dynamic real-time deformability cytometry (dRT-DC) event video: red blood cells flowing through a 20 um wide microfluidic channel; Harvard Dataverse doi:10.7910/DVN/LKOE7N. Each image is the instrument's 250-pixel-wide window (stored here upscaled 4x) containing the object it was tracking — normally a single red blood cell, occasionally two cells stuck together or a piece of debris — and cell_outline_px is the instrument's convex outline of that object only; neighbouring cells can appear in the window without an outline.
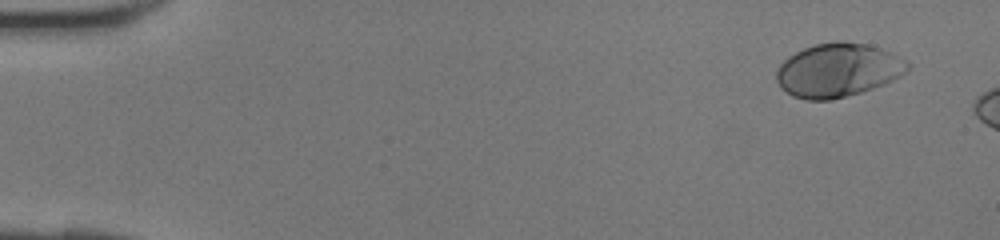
{"species": "human", "species_latin": "Homo sapiens", "temperature_condition": "room temperature", "stored_images_in_passage": 6, "camera_frame_rate_fps": 3000, "um_per_image_px": 0.085, "donor": {"sex": "female"}, "frame": {"image": 1, "passage_image": 1, "time_ms": 0.0, "image_size_px": [1000, 240], "cell_outline_px": [[912, 68], [892, 80], [884, 84], [860, 92], [828, 100], [808, 100], [792, 96], [780, 88], [776, 80], [776, 72], [780, 64], [788, 56], [804, 48], [816, 44], [836, 40], [844, 40], [868, 44], [892, 52], [908, 60], [912, 64]], "centroid_in_image_um": [71.25, 5.94], "position_along_channel_um": 13.8, "area_um2": 41.38}}